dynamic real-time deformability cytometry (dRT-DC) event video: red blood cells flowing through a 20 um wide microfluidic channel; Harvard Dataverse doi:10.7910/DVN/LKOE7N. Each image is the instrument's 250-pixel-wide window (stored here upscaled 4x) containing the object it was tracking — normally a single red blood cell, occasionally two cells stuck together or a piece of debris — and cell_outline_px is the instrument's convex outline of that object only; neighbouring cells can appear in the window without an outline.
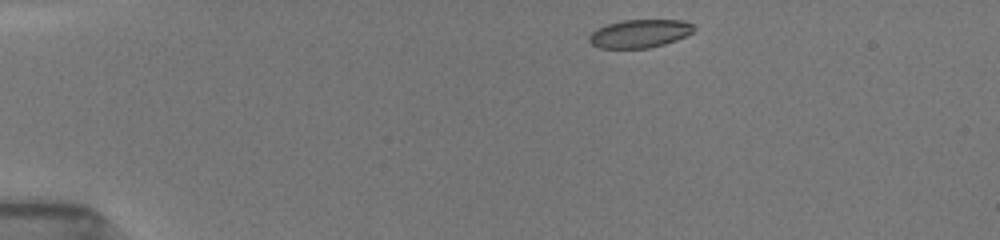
{"species": "common noctule bat (a hibernating species)", "species_latin": "Nyctalus noctula", "temperature_condition": "room temperature", "stored_images_in_passage": 64, "camera_frame_rate_fps": 3000, "um_per_image_px": 0.085, "animal": {"sex": "female", "body_mass_g": 19.5, "forearm_length_mm": 54.1}, "frame": {"image": 1, "passage_image": 1, "time_ms": 0.0, "image_size_px": [1000, 240], "cell_outline_px": [[696, 28], [692, 32], [676, 40], [664, 44], [648, 48], [600, 48], [592, 44], [588, 40], [588, 36], [592, 32], [608, 24], [624, 20], [680, 20], [692, 24]], "centroid_in_image_um": [54.37, 2.86], "position_along_channel_um": 30.6, "area_um2": 16.99}}
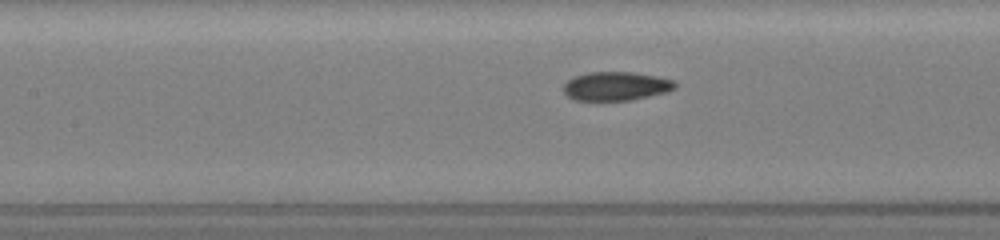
{"frame": {"image": 2, "passage_image": 22, "time_ms": 5.0, "image_size_px": [1000, 240], "cell_outline_px": [[676, 88], [664, 92], [632, 100], [576, 100], [568, 96], [564, 92], [564, 84], [568, 80], [576, 76], [588, 72], [632, 72], [656, 76], [672, 80], [676, 84]], "centroid_in_image_um": [52.35, 7.32], "position_along_channel_um": 155.1, "area_um2": 18.44}}
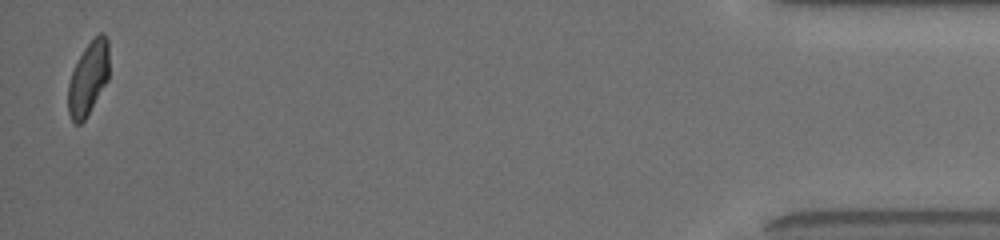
{"frame": {"image": 3, "passage_image": 64, "time_ms": 14.0, "image_size_px": [1000, 240], "cell_outline_px": [[108, 80], [84, 120], [80, 124], [76, 124], [72, 120], [68, 112], [68, 84], [72, 72], [84, 48], [100, 32], [104, 32], [108, 36]], "centroid_in_image_um": [7.51, 6.64], "position_along_channel_um": 427.7, "area_um2": 17.34}, "authors_computed_cell_mechanics": {"area_um2": 18.4382, "velocity_mm_per_s": 3.9183, "shape_relaxation_time_tau1_ms": 2.8781, "shape_relaxation_time_tau2_ms": 1.3518, "deformation_change_tau1": 0.133, "deformation_change_tau2": 0.0613}}